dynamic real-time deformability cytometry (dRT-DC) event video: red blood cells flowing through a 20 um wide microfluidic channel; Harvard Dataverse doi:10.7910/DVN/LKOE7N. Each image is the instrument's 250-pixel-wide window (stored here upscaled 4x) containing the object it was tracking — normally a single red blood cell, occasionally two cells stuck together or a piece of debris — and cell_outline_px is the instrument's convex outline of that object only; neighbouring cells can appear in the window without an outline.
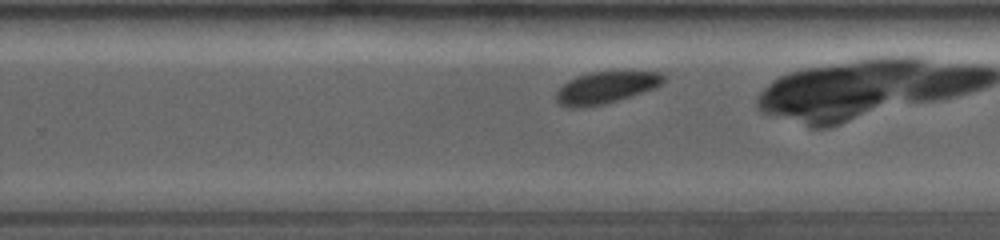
{"species": "common noctule bat (a hibernating species)", "species_latin": "Nyctalus noctula", "temperature_condition": "room temperature", "stored_images_in_passage": 37, "camera_frame_rate_fps": 4000, "um_per_image_px": 0.085, "animal": {"sex": "female", "body_mass_g": 19.0, "forearm_length_mm": 53.3}, "frame": {"image": 1, "passage_image": 22, "time_ms": 5.25, "image_size_px": [1000, 240], "cell_outline_px": [[664, 80], [660, 84], [652, 88], [604, 104], [584, 108], [568, 108], [560, 104], [556, 100], [556, 92], [568, 80], [576, 76], [588, 72], [664, 72]], "centroid_in_image_um": [51.42, 7.44], "position_along_channel_um": 278.4, "area_um2": 19.59}}